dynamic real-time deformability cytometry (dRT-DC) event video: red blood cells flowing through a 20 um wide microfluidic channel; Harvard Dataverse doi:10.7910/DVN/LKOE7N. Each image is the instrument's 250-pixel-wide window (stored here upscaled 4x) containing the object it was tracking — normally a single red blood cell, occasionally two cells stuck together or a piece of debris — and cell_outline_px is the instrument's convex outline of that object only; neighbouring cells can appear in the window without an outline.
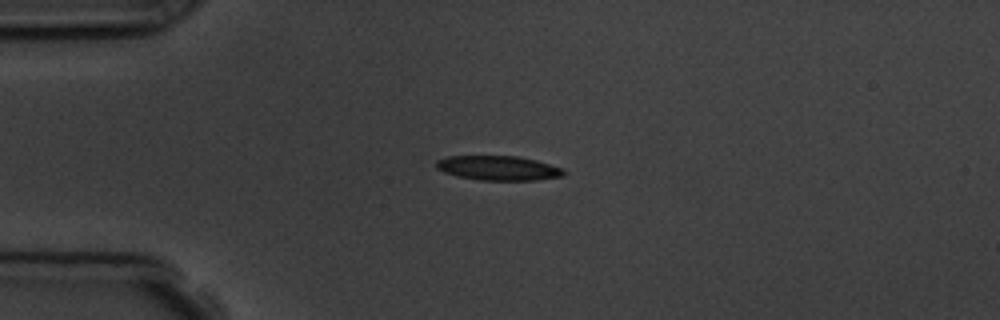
{"species": "common noctule bat (a hibernating species)", "species_latin": "Nyctalus noctula", "temperature_condition": "room temperature", "stored_images_in_passage": 2, "camera_frame_rate_fps": 3000, "um_per_image_px": 0.085, "animal": {"sex": "male", "body_mass_g": 19.5, "forearm_length_mm": 54.6}, "frame": {"image": 1, "passage_image": 2, "time_ms": 1.333, "image_size_px": [1000, 320], "cell_outline_px": [[568, 172], [564, 176], [536, 180], [480, 180], [456, 176], [444, 172], [436, 168], [436, 160], [448, 156], [516, 156], [536, 160], [560, 168]], "centroid_in_image_um": [42.34, 14.29], "position_along_channel_um": 42.7, "area_um2": 18.21}}